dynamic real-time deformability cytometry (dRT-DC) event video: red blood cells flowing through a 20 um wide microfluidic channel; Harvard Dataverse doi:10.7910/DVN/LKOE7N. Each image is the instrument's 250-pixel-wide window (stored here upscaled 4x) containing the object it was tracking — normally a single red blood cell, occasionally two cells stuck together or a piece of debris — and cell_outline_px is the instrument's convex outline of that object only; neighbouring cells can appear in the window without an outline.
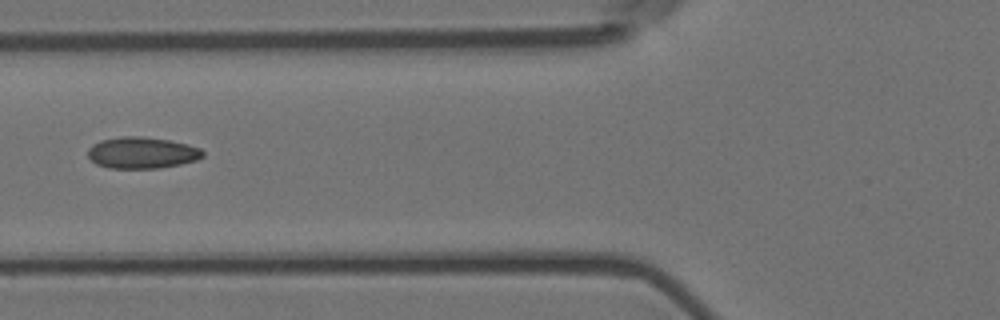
{"species": "Egyptian fruit bat (a non-hibernating species)", "species_latin": "Rousettus aegyptiacus", "temperature_condition": "room temperature", "stored_images_in_passage": 8, "camera_frame_rate_fps": 3000, "um_per_image_px": 0.085, "animal": {"sex": "female"}, "frame": {"image": 1, "passage_image": 6, "time_ms": 1.667, "image_size_px": [1000, 320], "cell_outline_px": [[204, 156], [196, 160], [180, 164], [160, 168], [108, 168], [96, 164], [88, 156], [88, 148], [92, 144], [100, 140], [120, 136], [144, 136], [168, 140], [188, 144], [200, 148], [204, 152]], "centroid_in_image_um": [12.05, 12.98], "position_along_channel_um": 113.7, "area_um2": 21.21}}
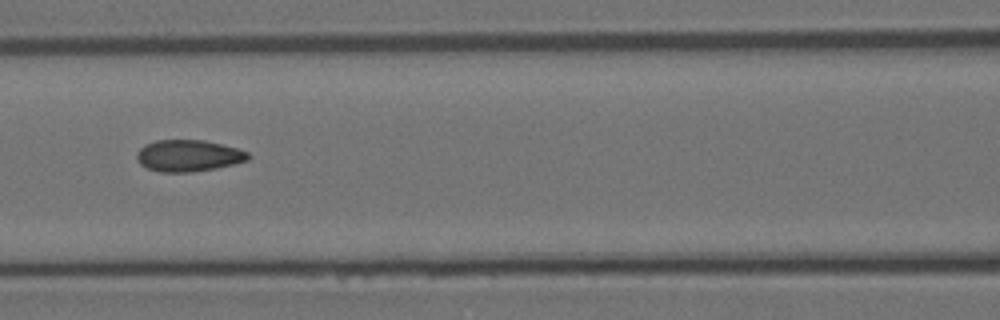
{"frame": {"image": 2, "passage_image": 7, "time_ms": 2.0, "image_size_px": [1000, 320], "cell_outline_px": [[248, 160], [216, 168], [192, 172], [160, 172], [148, 168], [140, 164], [136, 160], [136, 152], [144, 144], [156, 140], [204, 140], [236, 148], [248, 152]], "centroid_in_image_um": [15.96, 13.23], "position_along_channel_um": 150.6, "area_um2": 20.46}}
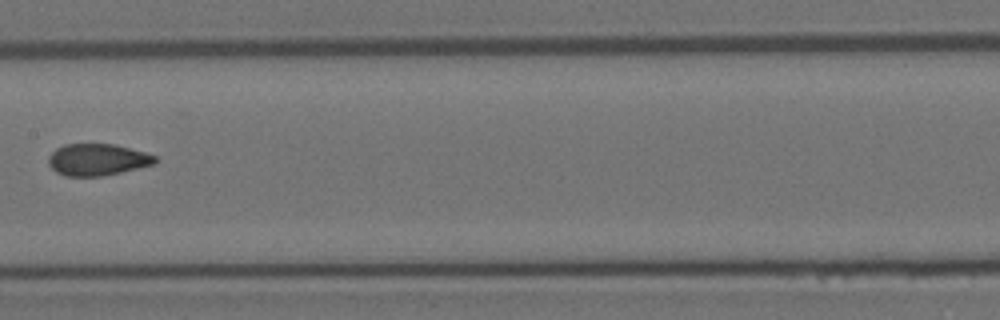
{"frame": {"image": 3, "passage_image": 8, "time_ms": 2.333, "image_size_px": [1000, 320], "cell_outline_px": [[156, 160], [152, 164], [120, 172], [100, 176], [64, 176], [56, 172], [48, 164], [48, 156], [56, 148], [64, 144], [112, 144], [144, 152], [156, 156]], "centroid_in_image_um": [8.21, 13.57], "position_along_channel_um": 199.2, "area_um2": 19.48}}